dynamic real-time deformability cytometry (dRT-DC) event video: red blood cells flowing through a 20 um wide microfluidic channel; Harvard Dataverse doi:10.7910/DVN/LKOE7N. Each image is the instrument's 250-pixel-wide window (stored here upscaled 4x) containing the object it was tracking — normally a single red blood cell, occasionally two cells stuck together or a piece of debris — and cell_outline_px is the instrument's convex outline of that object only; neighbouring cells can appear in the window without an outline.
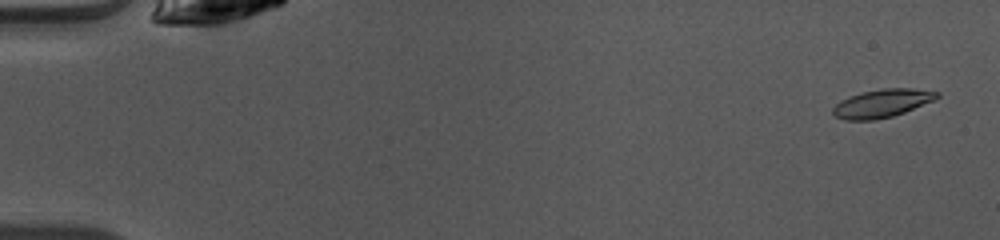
{"species": "common noctule bat (a hibernating species)", "species_latin": "Nyctalus noctula", "temperature_condition": "warm", "stored_images_in_passage": 49, "camera_frame_rate_fps": 3000, "um_per_image_px": 0.085, "animal": {"sex": "female", "body_mass_g": 10.0, "forearm_length_mm": 53.1}, "frame": {"image": 1, "passage_image": 2, "time_ms": 0.333, "image_size_px": [1000, 240], "cell_outline_px": [[940, 96], [936, 100], [904, 112], [892, 116], [876, 120], [844, 120], [836, 116], [832, 112], [832, 108], [840, 100], [848, 96], [860, 92], [884, 88], [912, 88], [940, 92]], "centroid_in_image_um": [74.98, 8.77], "position_along_channel_um": 10.0, "area_um2": 17.28}}
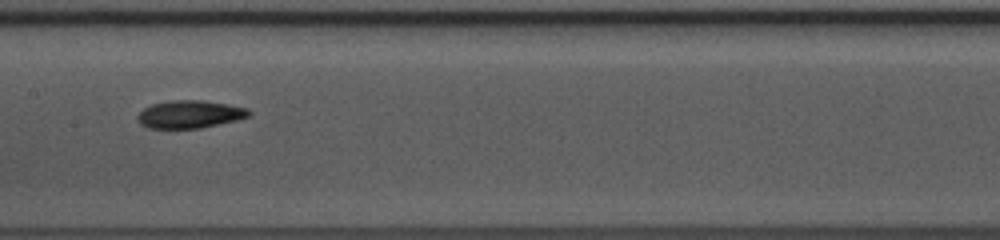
{"frame": {"image": 2, "passage_image": 25, "time_ms": 8.0, "image_size_px": [1000, 240], "cell_outline_px": [[252, 112], [248, 116], [236, 120], [200, 128], [148, 128], [140, 124], [136, 116], [144, 108], [152, 104], [172, 100], [200, 100], [228, 104], [248, 108]], "centroid_in_image_um": [16.12, 9.71], "position_along_channel_um": 191.3, "area_um2": 17.92}}
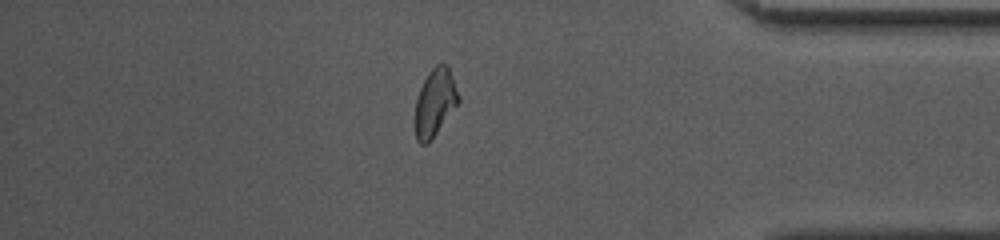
{"frame": {"image": 3, "passage_image": 42, "time_ms": 13.667, "image_size_px": [1000, 240], "cell_outline_px": [[460, 100], [432, 140], [428, 144], [420, 144], [416, 140], [416, 100], [420, 88], [428, 72], [436, 64], [448, 64], [460, 96]], "centroid_in_image_um": [36.99, 8.7], "position_along_channel_um": 398.2, "area_um2": 17.05}, "authors_computed_cell_mechanics": {"area_um2": 17.2822, "velocity_mm_per_s": 4.0935, "shape_relaxation_time_tau1_ms": 2.9934, "shape_relaxation_time_tau2_ms": 4.8326, "deformation_change_tau1": 0.1268, "deformation_change_tau2": 0.123}}